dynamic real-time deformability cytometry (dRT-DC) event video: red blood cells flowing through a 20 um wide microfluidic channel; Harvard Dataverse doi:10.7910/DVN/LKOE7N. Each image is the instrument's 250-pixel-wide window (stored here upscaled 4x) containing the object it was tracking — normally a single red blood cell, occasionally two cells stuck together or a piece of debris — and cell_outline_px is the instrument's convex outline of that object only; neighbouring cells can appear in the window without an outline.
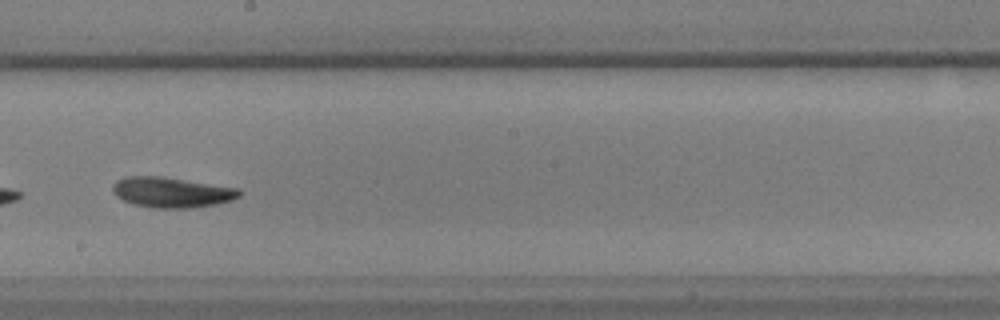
{"species": "common noctule bat (a hibernating species)", "species_latin": "Nyctalus noctula", "temperature_condition": "warm", "stored_images_in_passage": 33, "camera_frame_rate_fps": 3000, "um_per_image_px": 0.085, "animal": {"sex": "male", "body_mass_g": 17.9, "forearm_length_mm": 54.2}, "frame": {"image": 1, "passage_image": 23, "time_ms": 7.333, "image_size_px": [1000, 320], "cell_outline_px": [[240, 196], [232, 200], [216, 204], [192, 208], [156, 208], [132, 204], [116, 196], [112, 192], [112, 184], [116, 180], [124, 176], [160, 176], [240, 188]], "centroid_in_image_um": [14.56, 16.34], "position_along_channel_um": 233.6, "area_um2": 22.54}}
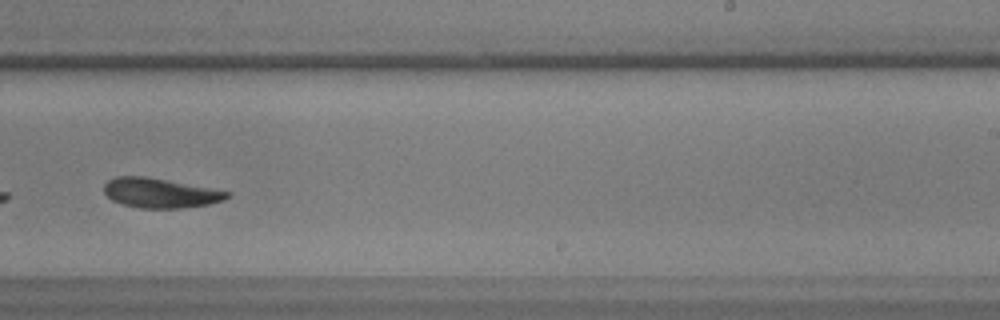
{"frame": {"image": 2, "passage_image": 26, "time_ms": 8.333, "image_size_px": [1000, 320], "cell_outline_px": [[232, 196], [224, 200], [208, 204], [180, 208], [140, 208], [124, 204], [112, 200], [104, 192], [104, 184], [108, 180], [116, 176], [144, 176], [232, 192]], "centroid_in_image_um": [13.62, 16.4], "position_along_channel_um": 275.4, "area_um2": 21.1}}